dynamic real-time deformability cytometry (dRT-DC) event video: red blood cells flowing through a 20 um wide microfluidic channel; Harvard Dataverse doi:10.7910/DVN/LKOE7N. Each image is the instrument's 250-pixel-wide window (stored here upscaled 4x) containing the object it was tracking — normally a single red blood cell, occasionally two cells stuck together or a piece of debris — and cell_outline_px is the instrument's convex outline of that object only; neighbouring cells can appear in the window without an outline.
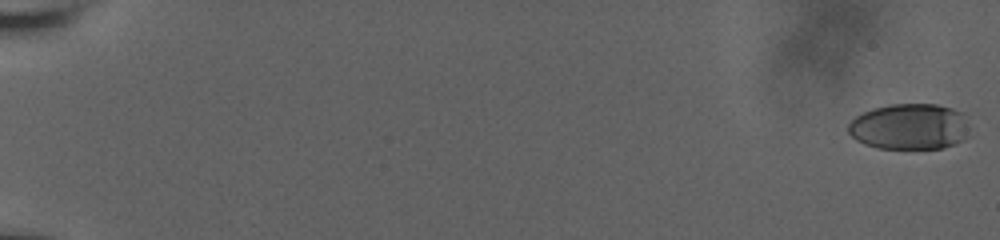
{"species": "human", "species_latin": "Homo sapiens", "temperature_condition": "room temperature", "stored_images_in_passage": 44, "camera_frame_rate_fps": 3000, "um_per_image_px": 0.085, "donor": {"sex": "male"}, "frame": {"image": 1, "passage_image": 1, "time_ms": 0.0, "image_size_px": [1000, 240], "cell_outline_px": [[964, 112], [960, 140], [944, 148], [876, 148], [864, 144], [856, 140], [848, 132], [848, 124], [856, 116], [872, 108], [888, 104], [936, 104], [952, 108]], "centroid_in_image_um": [77.18, 10.74], "position_along_channel_um": 7.8, "area_um2": 31.73}}
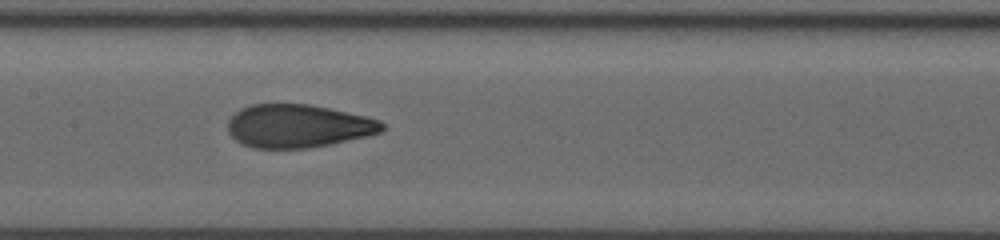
{"frame": {"image": 2, "passage_image": 25, "time_ms": 10.667, "image_size_px": [1000, 240], "cell_outline_px": [[384, 128], [380, 132], [368, 136], [308, 148], [252, 148], [236, 140], [228, 132], [228, 120], [240, 108], [252, 104], [312, 104], [364, 116], [380, 120], [384, 124]], "centroid_in_image_um": [25.32, 10.71], "position_along_channel_um": 182.1, "area_um2": 38.67}}
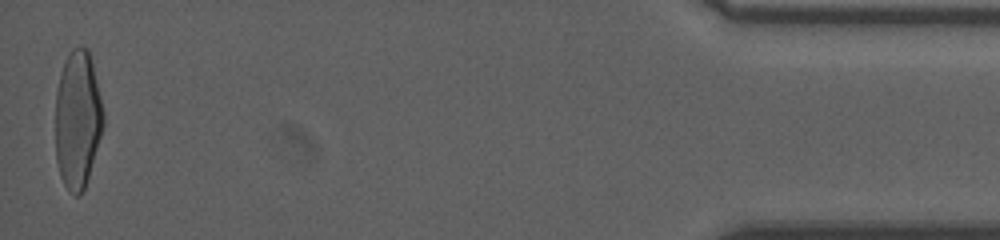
{"frame": {"image": 3, "passage_image": 44, "time_ms": 19.333, "image_size_px": [1000, 240], "cell_outline_px": [[104, 124], [88, 176], [84, 188], [80, 196], [76, 196], [68, 192], [60, 176], [56, 160], [56, 92], [60, 72], [64, 60], [68, 52], [72, 48], [80, 44], [88, 48], [104, 112]], "centroid_in_image_um": [6.58, 10.13], "position_along_channel_um": 428.6, "area_um2": 38.61}, "authors_computed_cell_mechanics": {"area_um2": 38.2347, "velocity_mm_per_s": 3.7789, "shape_relaxation_time_tau1_ms": 6.8073, "shape_relaxation_time_tau2_ms": 0.8023, "deformation_change_tau1": 0.236, "deformation_change_tau2": 0.0727}}